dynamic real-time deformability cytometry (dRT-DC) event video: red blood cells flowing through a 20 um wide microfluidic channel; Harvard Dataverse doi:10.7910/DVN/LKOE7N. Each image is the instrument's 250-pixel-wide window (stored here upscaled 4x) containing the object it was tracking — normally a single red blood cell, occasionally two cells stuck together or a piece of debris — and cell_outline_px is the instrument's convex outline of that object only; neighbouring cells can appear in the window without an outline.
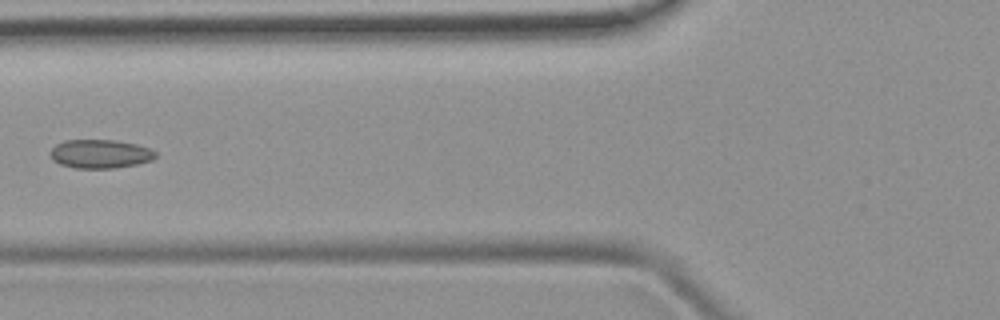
{"species": "common noctule bat (a hibernating species)", "species_latin": "Nyctalus noctula", "temperature_condition": "room temperature", "stored_images_in_passage": 4, "camera_frame_rate_fps": 3000, "um_per_image_px": 0.085, "animal": {"sex": "female", "body_mass_g": 19.9}, "frame": {"image": 1, "passage_image": 3, "time_ms": 2.333, "image_size_px": [1000, 320], "cell_outline_px": [[156, 156], [152, 160], [136, 164], [112, 168], [76, 168], [60, 164], [52, 160], [48, 152], [56, 144], [64, 140], [116, 140], [136, 144], [148, 148], [156, 152]], "centroid_in_image_um": [8.47, 13.07], "position_along_channel_um": 117.3, "area_um2": 17.63}}
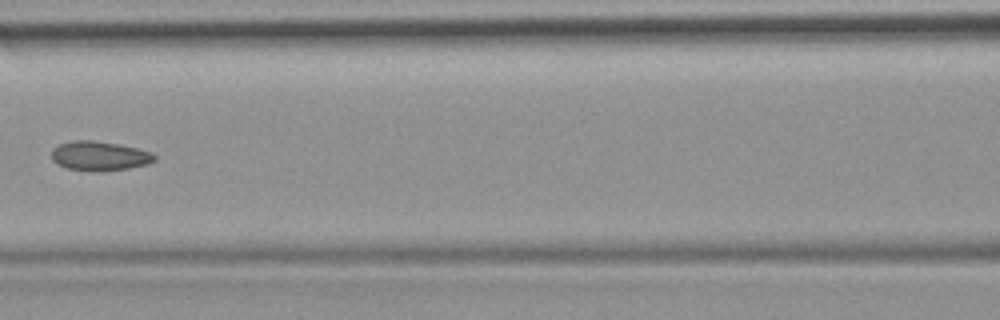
{"frame": {"image": 2, "passage_image": 4, "time_ms": 3.333, "image_size_px": [1000, 320], "cell_outline_px": [[156, 160], [148, 164], [128, 168], [68, 168], [56, 164], [52, 160], [52, 148], [60, 144], [72, 140], [92, 140], [120, 144], [152, 152], [156, 156]], "centroid_in_image_um": [8.46, 13.19], "position_along_channel_um": 158.1, "area_um2": 16.88}}